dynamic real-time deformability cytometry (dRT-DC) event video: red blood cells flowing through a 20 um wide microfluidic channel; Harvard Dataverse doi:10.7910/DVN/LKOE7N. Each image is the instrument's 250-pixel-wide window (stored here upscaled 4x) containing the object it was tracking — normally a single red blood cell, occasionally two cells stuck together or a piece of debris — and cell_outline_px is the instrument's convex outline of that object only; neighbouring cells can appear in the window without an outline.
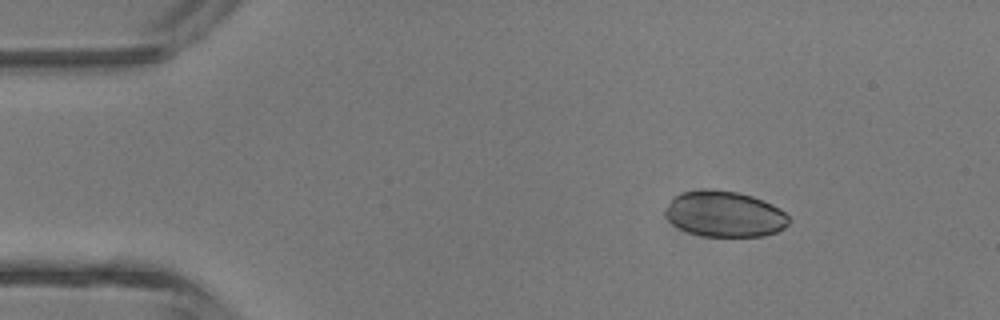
{"species": "common noctule bat (a hibernating species)", "species_latin": "Nyctalus noctula", "temperature_condition": "room temperature", "stored_images_in_passage": 3, "camera_frame_rate_fps": 3000, "um_per_image_px": 0.085, "animal": {"sex": "male", "body_mass_g": 13.3}, "frame": {"image": 1, "passage_image": 2, "time_ms": 1.333, "image_size_px": [1000, 320], "cell_outline_px": [[788, 224], [784, 228], [776, 232], [764, 236], [704, 236], [688, 232], [672, 224], [664, 216], [664, 212], [672, 200], [680, 192], [740, 192], [764, 200], [780, 208], [788, 216]], "centroid_in_image_um": [61.62, 18.23], "position_along_channel_um": 23.4, "area_um2": 32.25}}